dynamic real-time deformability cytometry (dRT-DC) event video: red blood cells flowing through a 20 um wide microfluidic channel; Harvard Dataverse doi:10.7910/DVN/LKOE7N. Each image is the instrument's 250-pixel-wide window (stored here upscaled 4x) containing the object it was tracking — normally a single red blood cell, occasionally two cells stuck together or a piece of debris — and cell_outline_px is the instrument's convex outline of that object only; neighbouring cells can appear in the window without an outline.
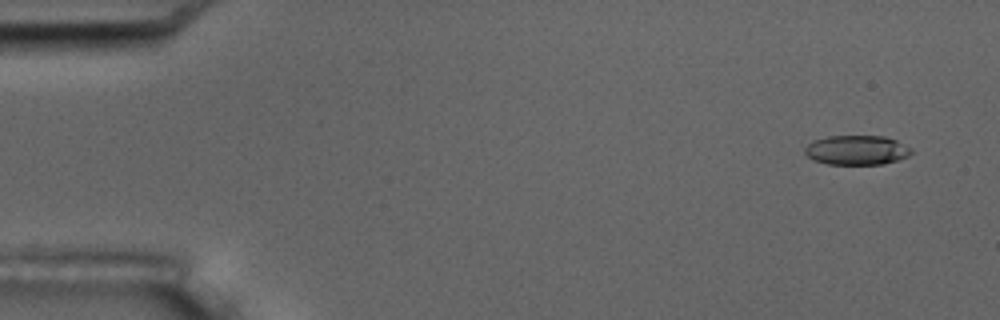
{"species": "common noctule bat (a hibernating species)", "species_latin": "Nyctalus noctula", "temperature_condition": "room temperature", "stored_images_in_passage": 6, "camera_frame_rate_fps": 3000, "um_per_image_px": 0.085, "animal": {"sex": "male", "body_mass_g": 17.5, "forearm_length_mm": 52.3}, "frame": {"image": 1, "passage_image": 1, "time_ms": 0.0, "image_size_px": [1000, 320], "cell_outline_px": [[912, 152], [908, 156], [884, 164], [828, 164], [812, 160], [804, 152], [804, 148], [812, 140], [828, 136], [884, 136], [896, 140], [912, 148]], "centroid_in_image_um": [72.8, 12.75], "position_along_channel_um": 12.2, "area_um2": 18.38}}
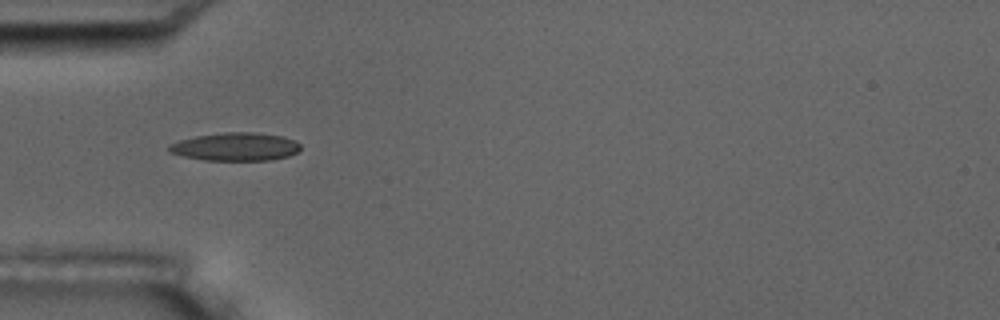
{"frame": {"image": 2, "passage_image": 5, "time_ms": 4.667, "image_size_px": [1000, 320], "cell_outline_px": [[300, 148], [296, 152], [288, 156], [272, 160], [204, 160], [184, 156], [168, 152], [168, 144], [180, 140], [196, 136], [224, 132], [252, 132], [284, 136], [296, 140], [300, 144]], "centroid_in_image_um": [20.02, 12.47], "position_along_channel_um": 65.0, "area_um2": 21.62}}